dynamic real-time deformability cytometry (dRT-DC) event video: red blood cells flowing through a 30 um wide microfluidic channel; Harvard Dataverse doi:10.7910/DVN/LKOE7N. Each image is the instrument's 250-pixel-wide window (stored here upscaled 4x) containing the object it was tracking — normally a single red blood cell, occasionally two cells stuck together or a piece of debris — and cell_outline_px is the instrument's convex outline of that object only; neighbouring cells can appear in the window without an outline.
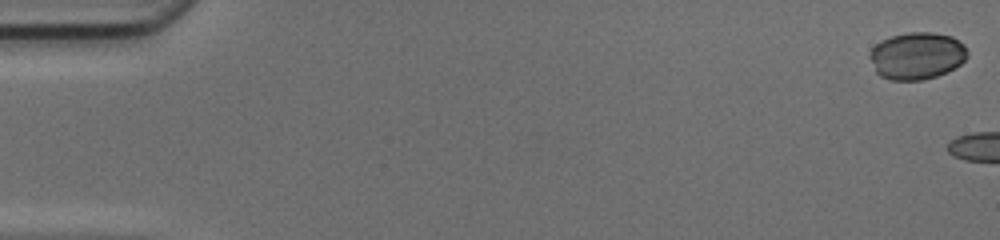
{"species": "common noctule bat (a hibernating species)", "species_latin": "Nyctalus noctula", "temperature_condition": "cold", "stored_images_in_passage": 12, "camera_frame_rate_fps": 3000, "um_per_image_px": 0.085, "animal": {"sex": "female", "body_mass_g": 17.0, "forearm_length_mm": 48.0}, "frame": {"image": 1, "passage_image": 1, "time_ms": 0.0, "image_size_px": [1000, 240], "cell_outline_px": [[968, 56], [960, 64], [948, 72], [924, 80], [892, 80], [880, 76], [876, 72], [868, 56], [868, 52], [880, 40], [892, 36], [908, 32], [932, 32], [952, 36], [964, 44], [968, 52]], "centroid_in_image_um": [77.93, 4.74], "position_along_channel_um": 7.1, "area_um2": 27.11}}